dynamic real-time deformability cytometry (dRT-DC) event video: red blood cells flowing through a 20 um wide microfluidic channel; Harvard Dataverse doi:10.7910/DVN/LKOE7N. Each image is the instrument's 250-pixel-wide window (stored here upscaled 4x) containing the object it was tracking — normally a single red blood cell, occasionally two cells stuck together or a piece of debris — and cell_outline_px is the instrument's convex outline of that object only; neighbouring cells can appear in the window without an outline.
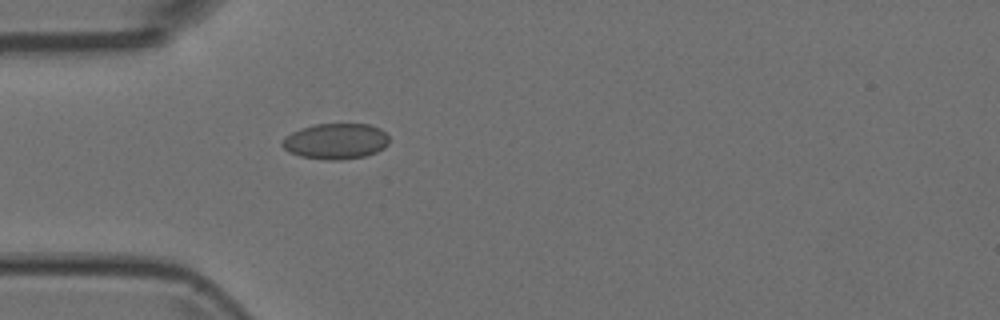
{"species": "Egyptian fruit bat (a non-hibernating species)", "species_latin": "Rousettus aegyptiacus", "temperature_condition": "room temperature", "stored_images_in_passage": 5, "camera_frame_rate_fps": 3000, "um_per_image_px": 0.085, "animal": {"sex": "female"}, "frame": {"image": 1, "passage_image": 5, "time_ms": 1.333, "image_size_px": [1000, 320], "cell_outline_px": [[388, 144], [384, 148], [376, 152], [364, 156], [340, 160], [332, 160], [300, 156], [288, 152], [280, 144], [292, 132], [300, 128], [316, 124], [368, 124], [380, 128], [388, 136]], "centroid_in_image_um": [28.55, 12.0], "position_along_channel_um": 56.5, "area_um2": 22.14}}